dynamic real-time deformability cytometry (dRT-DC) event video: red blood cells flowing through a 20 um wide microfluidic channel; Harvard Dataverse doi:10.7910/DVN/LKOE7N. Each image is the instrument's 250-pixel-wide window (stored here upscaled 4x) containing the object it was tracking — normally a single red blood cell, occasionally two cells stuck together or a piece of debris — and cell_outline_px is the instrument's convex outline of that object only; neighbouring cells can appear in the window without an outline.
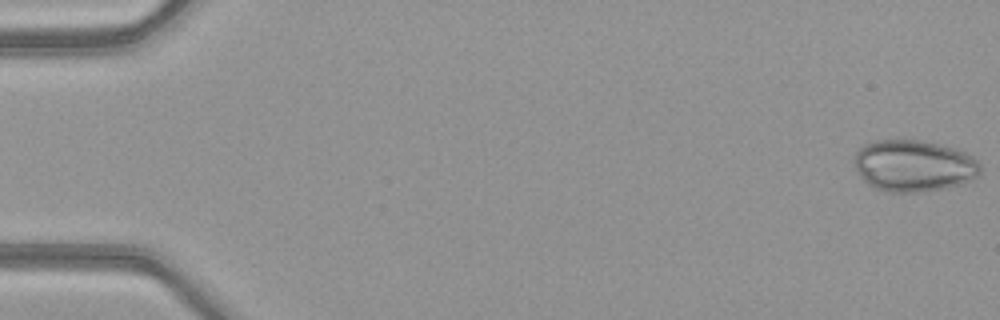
{"species": "common noctule bat (a hibernating species)", "species_latin": "Nyctalus noctula", "temperature_condition": "warm", "stored_images_in_passage": 50, "camera_frame_rate_fps": 3000, "um_per_image_px": 0.085, "animal": {"sex": "female", "body_mass_g": 21.9}, "frame": {"image": 1, "passage_image": 1, "time_ms": 0.0, "image_size_px": [1000, 320], "cell_outline_px": [[980, 172], [972, 180], [964, 184], [944, 188], [920, 192], [888, 192], [876, 188], [868, 184], [856, 172], [856, 152], [864, 144], [876, 140], [916, 140], [956, 148], [972, 156], [980, 164]], "centroid_in_image_um": [77.68, 14.1], "position_along_channel_um": 7.3, "area_um2": 37.8}}
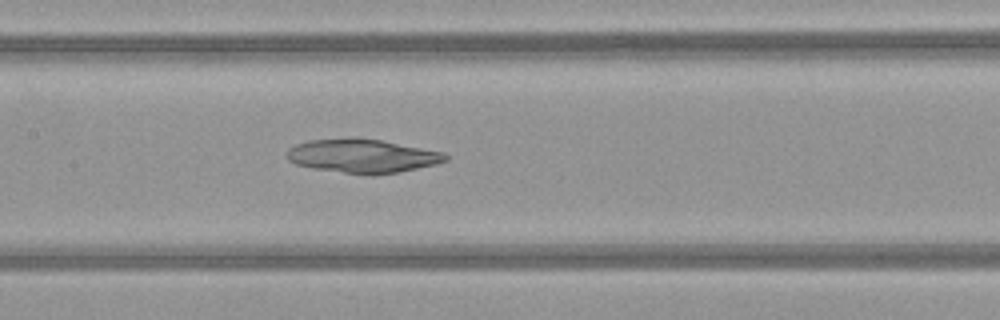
{"frame": {"image": 2, "passage_image": 25, "time_ms": 8.0, "image_size_px": [1000, 320], "cell_outline_px": [[448, 160], [436, 164], [400, 172], [344, 172], [312, 168], [296, 164], [288, 160], [288, 148], [296, 144], [308, 140], [352, 136], [356, 136], [380, 140], [444, 152], [448, 156]], "centroid_in_image_um": [30.78, 13.2], "position_along_channel_um": 176.6, "area_um2": 30.75}}
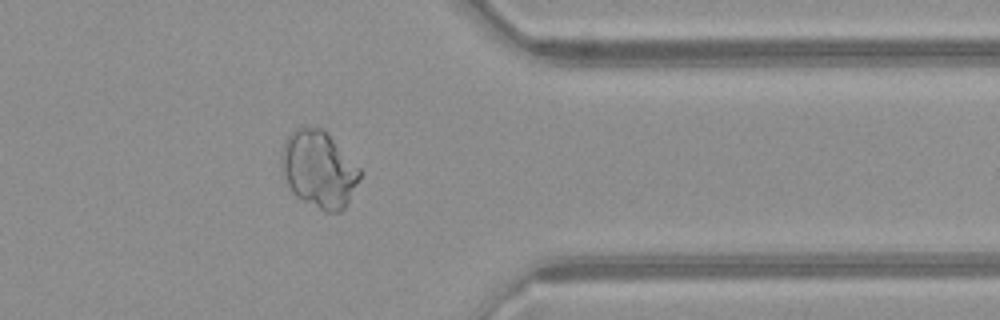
{"frame": {"image": 3, "passage_image": 41, "time_ms": 13.333, "image_size_px": [1000, 320], "cell_outline_px": [[360, 176], [344, 208], [340, 212], [324, 212], [296, 196], [288, 188], [280, 168], [280, 156], [284, 144], [288, 136], [296, 128], [304, 124], [324, 128], [360, 168]], "centroid_in_image_um": [27.06, 14.35], "position_along_channel_um": 384.3, "area_um2": 35.43}}